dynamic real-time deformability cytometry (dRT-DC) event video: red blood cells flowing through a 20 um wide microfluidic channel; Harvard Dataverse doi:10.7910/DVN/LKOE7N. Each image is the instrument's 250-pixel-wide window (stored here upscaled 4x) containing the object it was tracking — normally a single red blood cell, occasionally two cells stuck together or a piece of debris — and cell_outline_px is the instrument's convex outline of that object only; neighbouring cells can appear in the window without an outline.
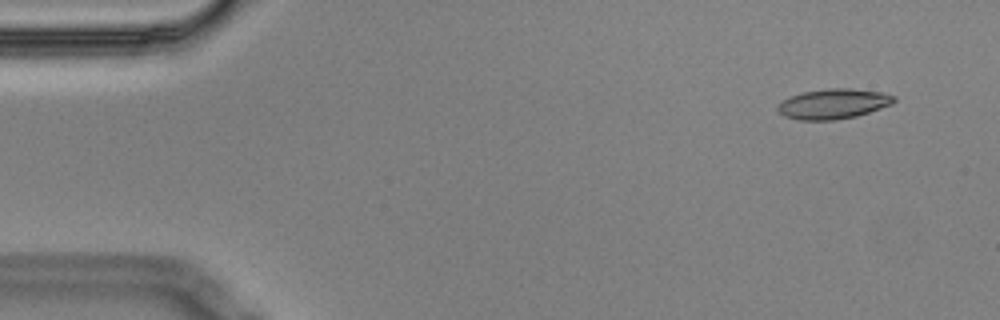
{"species": "Egyptian fruit bat (a non-hibernating species)", "species_latin": "Rousettus aegyptiacus", "temperature_condition": "cold", "stored_images_in_passage": 5, "camera_frame_rate_fps": 3000, "um_per_image_px": 0.085, "animal": {"sex": "male"}, "frame": {"image": 1, "passage_image": 1, "time_ms": 0.0, "image_size_px": [1000, 320], "cell_outline_px": [[896, 100], [892, 104], [856, 116], [836, 120], [800, 120], [784, 116], [776, 108], [784, 100], [792, 96], [804, 92], [828, 88], [848, 88], [880, 92], [896, 96]], "centroid_in_image_um": [70.85, 8.83], "position_along_channel_um": 14.1, "area_um2": 20.11}}
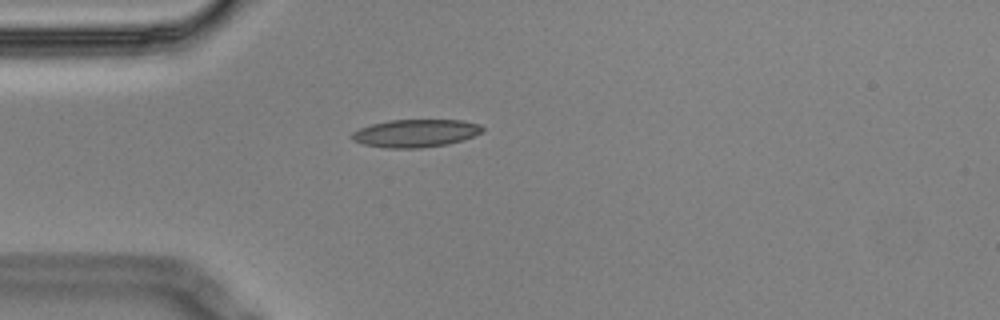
{"frame": {"image": 2, "passage_image": 4, "time_ms": 1.0, "image_size_px": [1000, 320], "cell_outline_px": [[484, 132], [448, 144], [420, 148], [388, 148], [364, 144], [352, 140], [348, 136], [352, 132], [360, 128], [372, 124], [388, 120], [460, 120], [480, 124], [484, 128]], "centroid_in_image_um": [35.3, 11.32], "position_along_channel_um": 49.7, "area_um2": 21.15}}